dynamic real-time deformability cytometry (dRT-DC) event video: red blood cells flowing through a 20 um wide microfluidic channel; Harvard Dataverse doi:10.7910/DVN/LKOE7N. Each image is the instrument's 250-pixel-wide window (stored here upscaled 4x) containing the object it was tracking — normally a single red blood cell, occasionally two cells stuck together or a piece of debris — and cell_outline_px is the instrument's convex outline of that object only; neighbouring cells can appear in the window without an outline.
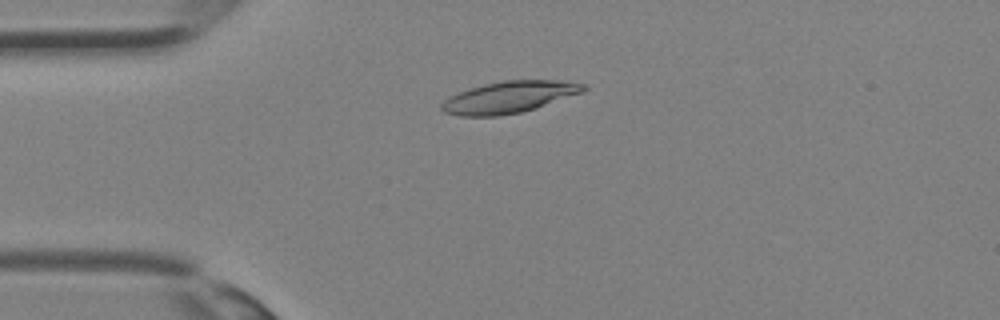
{"species": "Egyptian fruit bat (a non-hibernating species)", "species_latin": "Rousettus aegyptiacus", "temperature_condition": "room temperature", "stored_images_in_passage": 35, "camera_frame_rate_fps": 3000, "um_per_image_px": 0.085, "animal": {"sex": "female"}, "frame": {"image": 1, "passage_image": 9, "time_ms": 2.667, "image_size_px": [1000, 320], "cell_outline_px": [[588, 88], [580, 92], [520, 112], [496, 116], [460, 116], [444, 112], [440, 108], [440, 104], [448, 96], [468, 88], [484, 84], [504, 80], [560, 80], [588, 84]], "centroid_in_image_um": [43.19, 8.24], "position_along_channel_um": 41.8, "area_um2": 25.89}}
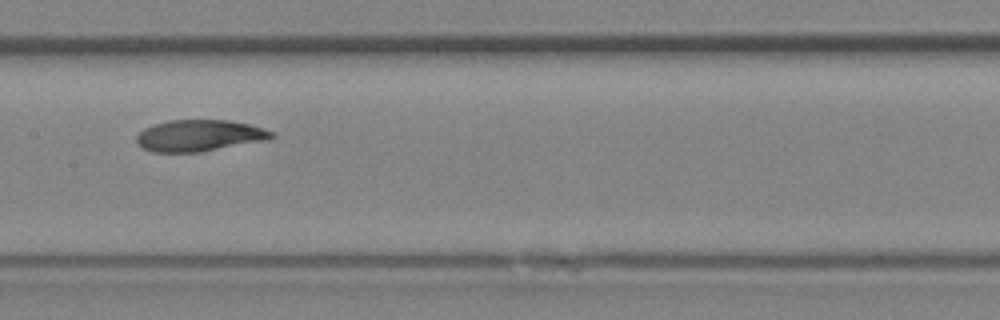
{"frame": {"image": 2, "passage_image": 18, "time_ms": 5.667, "image_size_px": [1000, 320], "cell_outline_px": [[276, 136], [272, 140], [200, 152], [152, 152], [136, 144], [136, 136], [144, 128], [152, 124], [168, 120], [228, 120], [248, 124], [264, 128], [272, 132]], "centroid_in_image_um": [16.97, 11.53], "position_along_channel_um": 190.4, "area_um2": 25.14}}
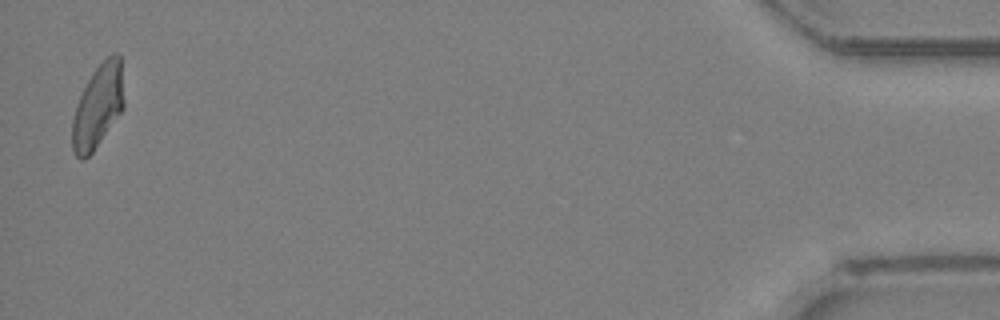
{"frame": {"image": 3, "passage_image": 35, "time_ms": 11.333, "image_size_px": [1000, 320], "cell_outline_px": [[124, 108], [92, 152], [84, 160], [80, 160], [72, 152], [72, 120], [76, 104], [92, 72], [112, 52], [116, 52], [120, 56], [124, 100]], "centroid_in_image_um": [8.31, 9.05], "position_along_channel_um": 426.9, "area_um2": 25.03}}